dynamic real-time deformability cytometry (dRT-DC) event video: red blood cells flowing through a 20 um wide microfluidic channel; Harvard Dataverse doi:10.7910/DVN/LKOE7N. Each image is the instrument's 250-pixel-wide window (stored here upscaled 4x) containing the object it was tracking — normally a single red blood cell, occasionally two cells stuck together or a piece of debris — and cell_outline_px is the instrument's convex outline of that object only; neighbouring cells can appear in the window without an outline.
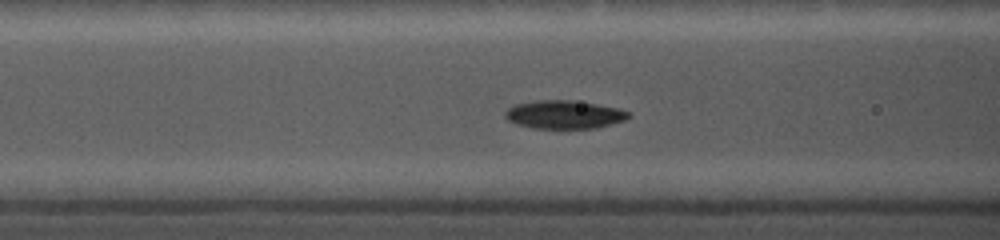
{"species": "common noctule bat (a hibernating species)", "species_latin": "Nyctalus noctula", "temperature_condition": "cold", "stored_images_in_passage": 37, "camera_frame_rate_fps": 5000, "um_per_image_px": 0.085, "animal": {"sex": "female", "body_mass_g": 19.0, "forearm_length_mm": 56.7}, "frame": {"image": 1, "passage_image": 15, "time_ms": 6.0, "image_size_px": [1000, 240], "cell_outline_px": [[632, 116], [624, 120], [596, 128], [532, 128], [516, 124], [508, 120], [504, 116], [504, 112], [508, 108], [516, 104], [536, 100], [572, 100], [596, 104], [616, 108], [632, 112]], "centroid_in_image_um": [47.95, 9.73], "position_along_channel_um": 118.7, "area_um2": 20.35}}
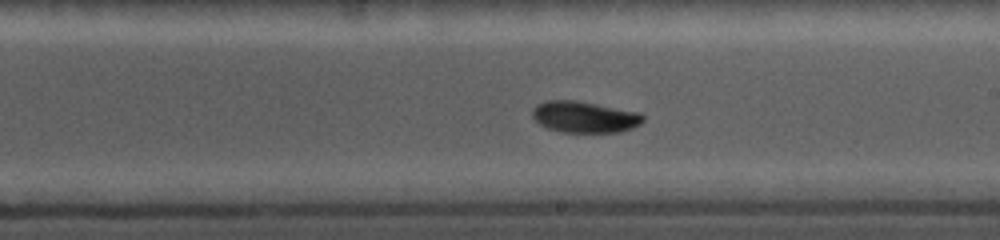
{"frame": {"image": 2, "passage_image": 22, "time_ms": 9.2, "image_size_px": [1000, 240], "cell_outline_px": [[644, 120], [640, 124], [632, 128], [620, 132], [560, 132], [548, 128], [540, 124], [532, 116], [532, 108], [536, 104], [548, 100], [576, 100], [640, 112], [644, 116]], "centroid_in_image_um": [49.69, 9.93], "position_along_channel_um": 239.3, "area_um2": 20.35}}
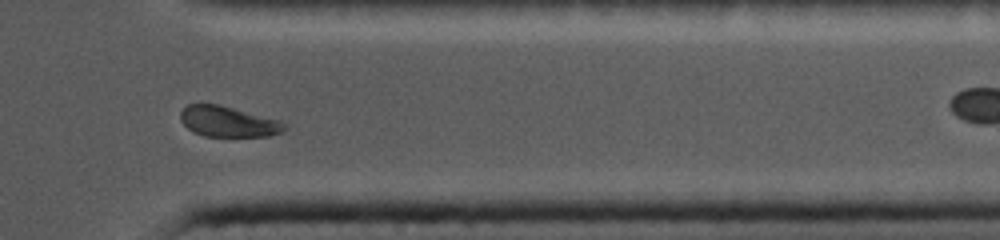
{"frame": {"image": 3, "passage_image": 31, "time_ms": 13.2, "image_size_px": [1000, 240], "cell_outline_px": [[288, 128], [284, 132], [268, 136], [204, 136], [192, 132], [180, 120], [180, 112], [188, 104], [216, 104], [280, 120]], "centroid_in_image_um": [19.39, 10.35], "position_along_channel_um": 392.0, "area_um2": 18.44}}